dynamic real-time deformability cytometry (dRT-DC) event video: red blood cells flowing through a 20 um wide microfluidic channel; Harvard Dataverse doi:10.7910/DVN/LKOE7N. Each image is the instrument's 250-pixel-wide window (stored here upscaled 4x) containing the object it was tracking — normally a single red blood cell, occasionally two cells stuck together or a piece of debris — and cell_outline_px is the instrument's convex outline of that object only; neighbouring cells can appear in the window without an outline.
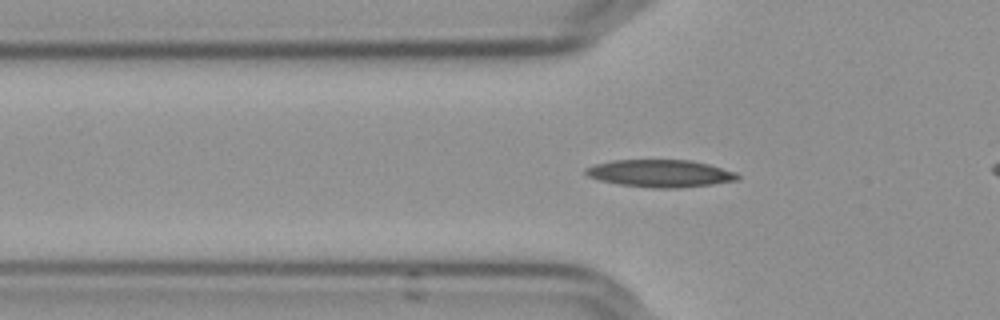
{"species": "Egyptian fruit bat (a non-hibernating species)", "species_latin": "Rousettus aegyptiacus", "temperature_condition": "cold", "stored_images_in_passage": 50, "camera_frame_rate_fps": 3000, "um_per_image_px": 0.085, "frame": {"image": 1, "passage_image": 19, "time_ms": 6.0, "image_size_px": [1000, 320], "cell_outline_px": [[740, 180], [712, 184], [680, 188], [652, 188], [620, 184], [600, 180], [588, 176], [584, 172], [584, 168], [596, 164], [612, 160], [692, 160], [708, 164], [736, 172], [740, 176]], "centroid_in_image_um": [56.14, 14.74], "position_along_channel_um": 69.7, "area_um2": 24.28}}
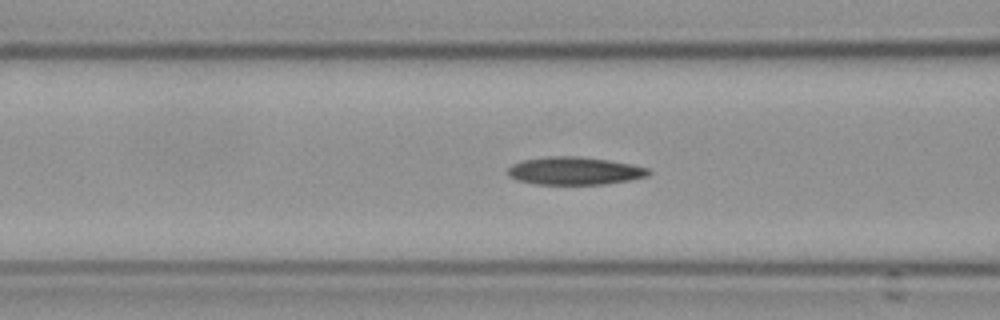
{"frame": {"image": 2, "passage_image": 23, "time_ms": 7.333, "image_size_px": [1000, 320], "cell_outline_px": [[652, 172], [648, 176], [632, 180], [604, 184], [536, 184], [516, 180], [508, 176], [508, 168], [512, 164], [524, 160], [548, 156], [576, 156], [608, 160], [632, 164], [648, 168]], "centroid_in_image_um": [48.86, 14.53], "position_along_channel_um": 117.7, "area_um2": 22.89}}
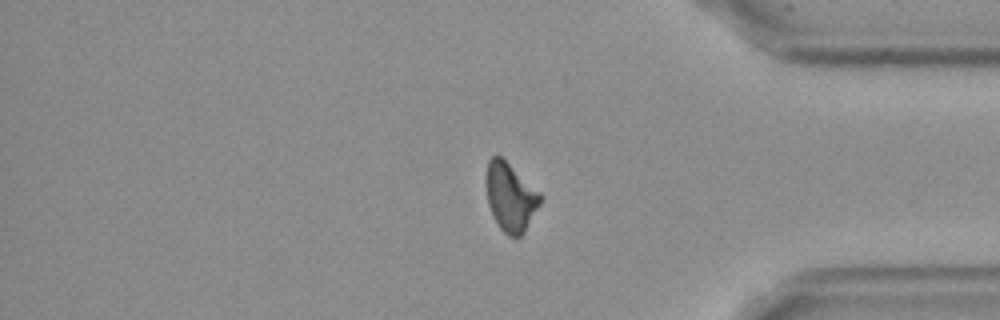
{"frame": {"image": 3, "passage_image": 47, "time_ms": 15.333, "image_size_px": [1000, 320], "cell_outline_px": [[540, 204], [524, 232], [520, 236], [508, 236], [500, 228], [488, 204], [488, 160], [492, 156], [500, 156], [540, 192]], "centroid_in_image_um": [43.41, 16.77], "position_along_channel_um": 391.8, "area_um2": 20.69}}